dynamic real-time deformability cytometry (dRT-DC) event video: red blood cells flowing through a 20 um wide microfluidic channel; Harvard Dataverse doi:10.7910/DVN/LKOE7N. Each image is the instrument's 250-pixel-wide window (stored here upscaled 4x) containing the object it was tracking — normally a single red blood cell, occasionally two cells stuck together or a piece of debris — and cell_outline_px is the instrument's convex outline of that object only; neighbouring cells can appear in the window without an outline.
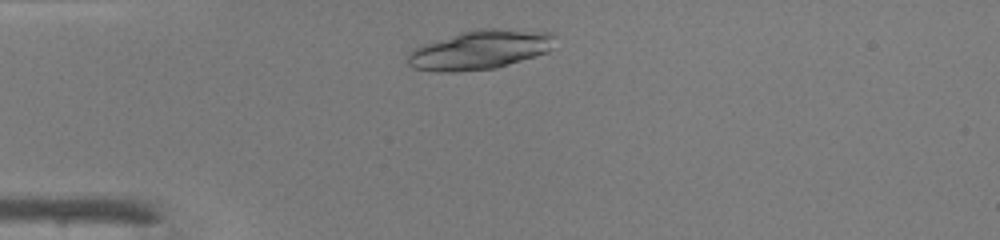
{"species": "common noctule bat (a hibernating species)", "species_latin": "Nyctalus noctula", "temperature_condition": "warm", "stored_images_in_passage": 39, "camera_frame_rate_fps": 3000, "um_per_image_px": 0.085, "animal": {"sex": "male", "body_mass_g": 19.0, "forearm_length_mm": 50.8}, "frame": {"image": 1, "passage_image": 4, "time_ms": 1.0, "image_size_px": [1000, 240], "cell_outline_px": [[552, 36], [548, 52], [496, 68], [452, 72], [440, 72], [412, 68], [404, 60], [408, 52], [420, 44], [460, 32], [476, 28], [496, 28], [552, 32]], "centroid_in_image_um": [40.68, 4.23], "position_along_channel_um": 44.3, "area_um2": 33.76}}
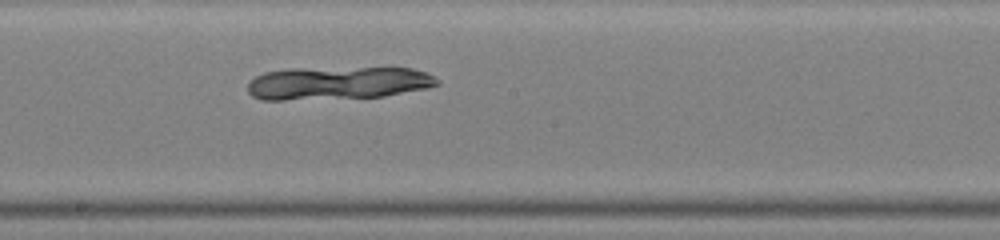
{"frame": {"image": 2, "passage_image": 18, "time_ms": 5.667, "image_size_px": [1000, 240], "cell_outline_px": [[440, 84], [424, 88], [384, 96], [284, 100], [260, 100], [252, 96], [248, 92], [248, 84], [256, 76], [264, 72], [288, 68], [412, 68], [428, 72], [440, 80]], "centroid_in_image_um": [28.69, 7.05], "position_along_channel_um": 219.5, "area_um2": 36.41}}
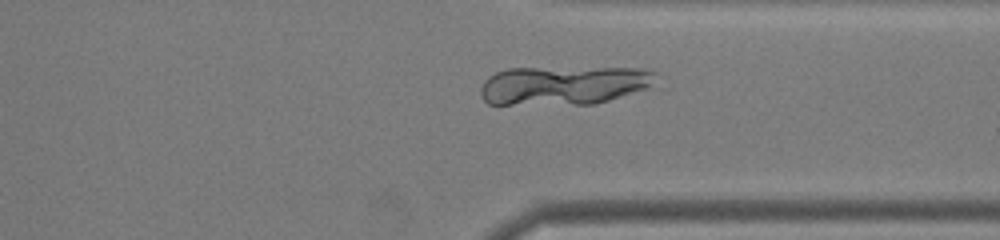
{"frame": {"image": 3, "passage_image": 28, "time_ms": 9.0, "image_size_px": [1000, 240], "cell_outline_px": [[656, 72], [648, 88], [608, 100], [592, 104], [488, 104], [480, 96], [480, 88], [484, 80], [488, 76], [496, 72], [508, 68], [640, 68]], "centroid_in_image_um": [47.83, 7.24], "position_along_channel_um": 363.6, "area_um2": 39.54}}